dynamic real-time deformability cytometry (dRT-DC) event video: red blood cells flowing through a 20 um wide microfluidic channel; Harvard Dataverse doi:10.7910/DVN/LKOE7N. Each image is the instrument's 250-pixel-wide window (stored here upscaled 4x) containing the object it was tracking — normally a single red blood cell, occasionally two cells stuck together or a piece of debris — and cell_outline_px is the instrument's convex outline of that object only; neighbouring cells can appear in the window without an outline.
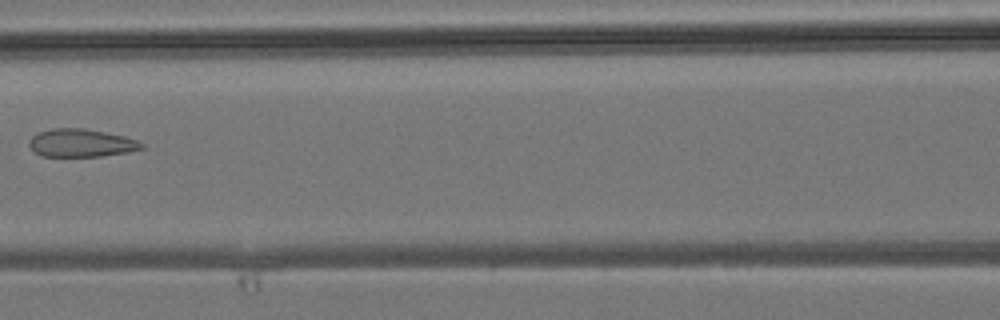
{"species": "common noctule bat (a hibernating species)", "species_latin": "Nyctalus noctula", "temperature_condition": "room temperature", "stored_images_in_passage": 3, "camera_frame_rate_fps": 3000, "um_per_image_px": 0.085, "animal": {"sex": "male", "body_mass_g": 19.2, "forearm_length_mm": 51.8}, "frame": {"image": 1, "passage_image": 3, "time_ms": 2.333, "image_size_px": [1000, 320], "cell_outline_px": [[144, 148], [128, 152], [100, 156], [40, 156], [28, 144], [28, 140], [32, 136], [40, 132], [52, 128], [84, 128], [124, 136], [136, 140], [144, 144]], "centroid_in_image_um": [6.89, 12.15], "position_along_channel_um": 159.7, "area_um2": 18.21}}